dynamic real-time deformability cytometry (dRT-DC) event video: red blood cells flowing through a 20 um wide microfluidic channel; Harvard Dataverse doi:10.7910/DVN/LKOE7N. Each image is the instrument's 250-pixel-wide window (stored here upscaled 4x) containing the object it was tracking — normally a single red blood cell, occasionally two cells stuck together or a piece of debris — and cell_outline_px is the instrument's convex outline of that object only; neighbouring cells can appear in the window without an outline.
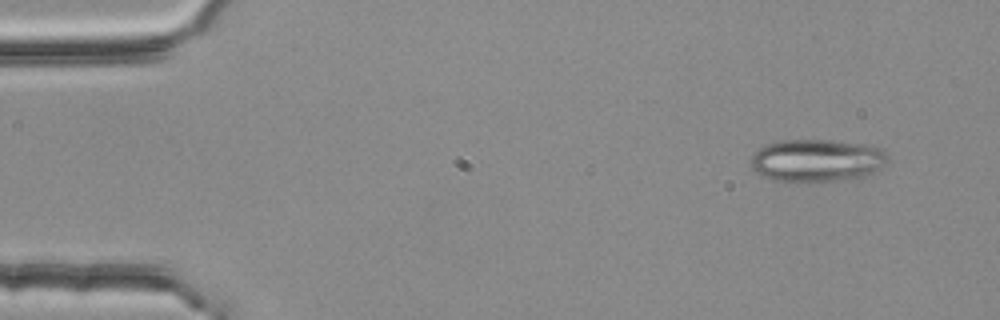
{"species": "common noctule bat (a hibernating species)", "species_latin": "Nyctalus noctula", "temperature_condition": "room temperature", "stored_images_in_passage": 3, "camera_frame_rate_fps": 3000, "um_per_image_px": 0.085, "animal": {"sex": "female", "body_mass_g": 25.1}, "frame": {"image": 1, "passage_image": 1, "time_ms": 0.0, "image_size_px": [1000, 320], "cell_outline_px": [[888, 160], [872, 176], [856, 180], [772, 180], [756, 172], [752, 168], [752, 152], [768, 144], [784, 140], [824, 140], [876, 144], [888, 156]], "centroid_in_image_um": [69.53, 13.63], "position_along_channel_um": 15.5, "area_um2": 34.16}}